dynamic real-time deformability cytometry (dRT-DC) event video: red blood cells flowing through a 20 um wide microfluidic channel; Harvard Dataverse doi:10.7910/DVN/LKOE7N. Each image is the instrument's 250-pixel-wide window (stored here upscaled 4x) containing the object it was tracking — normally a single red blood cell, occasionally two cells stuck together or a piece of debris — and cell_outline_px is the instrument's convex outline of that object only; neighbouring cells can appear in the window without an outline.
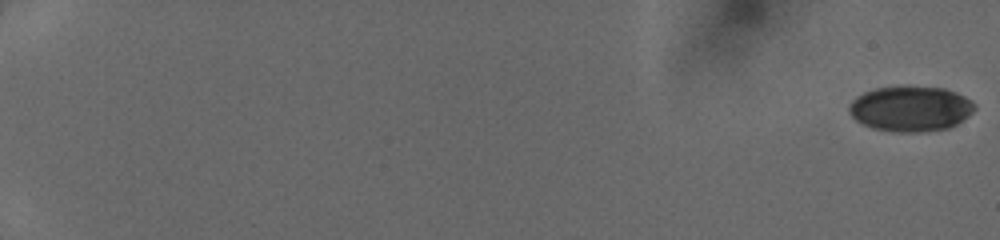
{"species": "human", "species_latin": "Homo sapiens", "temperature_condition": "cold", "stored_images_in_passage": 31, "camera_frame_rate_fps": 3000, "um_per_image_px": 0.085, "donor": {"sex": "female"}, "frame": {"image": 1, "passage_image": 1, "time_ms": 0.0, "image_size_px": [1000, 240], "cell_outline_px": [[976, 108], [968, 116], [956, 124], [948, 128], [920, 132], [892, 132], [872, 128], [856, 120], [848, 112], [848, 108], [852, 100], [856, 96], [864, 92], [876, 88], [904, 84], [944, 88], [956, 92], [972, 100], [976, 104]], "centroid_in_image_um": [77.39, 9.21], "position_along_channel_um": 7.6, "area_um2": 33.81}}
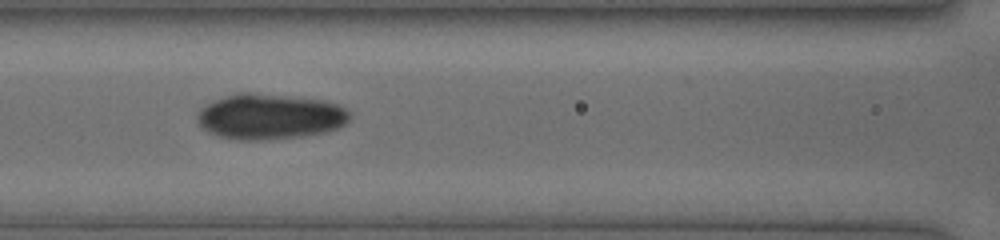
{"frame": {"image": 2, "passage_image": 28, "time_ms": 8.667, "image_size_px": [1000, 240], "cell_outline_px": [[348, 120], [344, 124], [336, 128], [320, 132], [300, 136], [260, 140], [236, 140], [216, 136], [208, 132], [196, 120], [196, 116], [200, 108], [216, 100], [240, 92], [248, 92], [324, 100], [336, 104], [344, 108], [348, 112]], "centroid_in_image_um": [22.87, 9.91], "position_along_channel_um": 143.7, "area_um2": 39.88}}
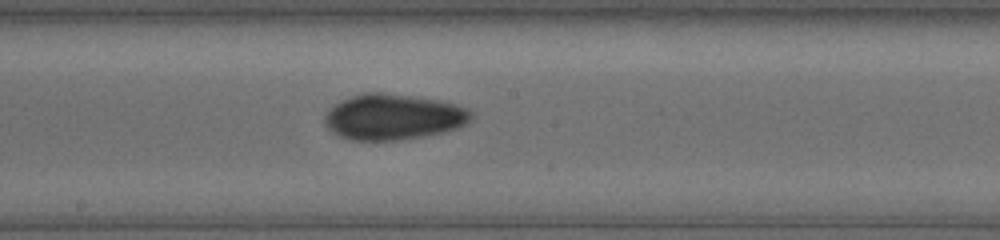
{"frame": {"image": 3, "passage_image": 31, "time_ms": 10.333, "image_size_px": [1000, 240], "cell_outline_px": [[472, 120], [468, 124], [444, 132], [400, 140], [352, 140], [340, 136], [332, 132], [324, 124], [324, 116], [328, 108], [352, 96], [364, 92], [384, 92], [444, 100], [468, 108], [472, 112]], "centroid_in_image_um": [33.46, 9.93], "position_along_channel_um": 214.7, "area_um2": 39.42}}